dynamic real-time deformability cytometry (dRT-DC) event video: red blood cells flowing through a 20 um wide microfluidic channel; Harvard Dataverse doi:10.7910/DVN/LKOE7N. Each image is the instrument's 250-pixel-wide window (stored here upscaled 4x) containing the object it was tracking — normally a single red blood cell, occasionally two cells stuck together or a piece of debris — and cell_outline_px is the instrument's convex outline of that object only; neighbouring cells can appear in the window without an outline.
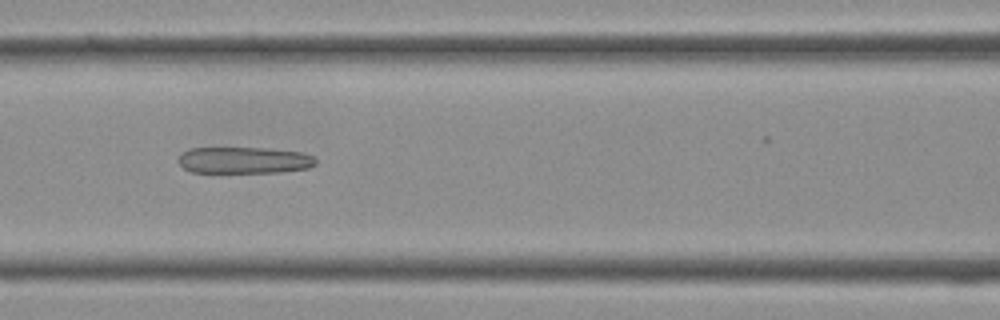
{"species": "Egyptian fruit bat (a non-hibernating species)", "species_latin": "Rousettus aegyptiacus", "temperature_condition": "cold", "stored_images_in_passage": 30, "camera_frame_rate_fps": 3000, "um_per_image_px": 0.085, "frame": {"image": 1, "passage_image": 16, "time_ms": 5.0, "image_size_px": [1000, 320], "cell_outline_px": [[316, 164], [308, 168], [280, 172], [192, 172], [184, 168], [176, 160], [180, 152], [188, 148], [272, 148], [304, 152], [312, 156], [316, 160]], "centroid_in_image_um": [20.73, 13.6], "position_along_channel_um": 145.9, "area_um2": 21.5}}
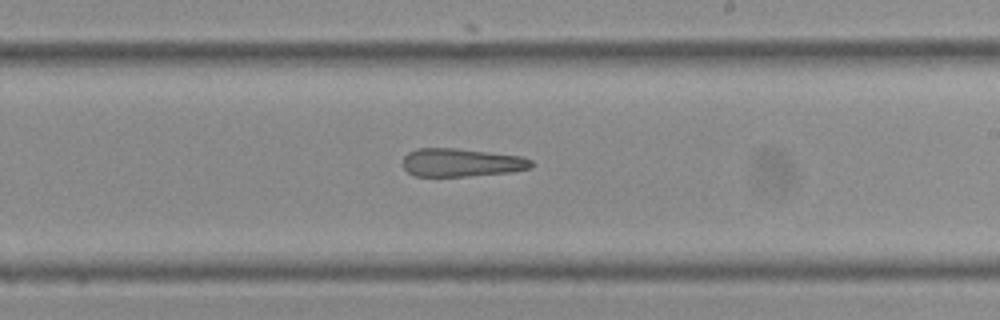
{"frame": {"image": 2, "passage_image": 22, "time_ms": 7.0, "image_size_px": [1000, 320], "cell_outline_px": [[532, 168], [512, 172], [464, 176], [416, 176], [408, 172], [404, 168], [404, 156], [408, 152], [416, 148], [456, 148], [520, 156], [532, 160]], "centroid_in_image_um": [39.22, 13.81], "position_along_channel_um": 249.8, "area_um2": 21.04}}
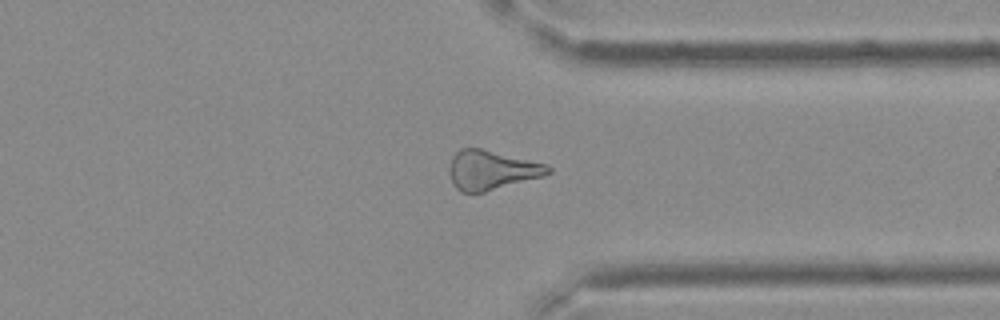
{"frame": {"image": 3, "passage_image": 29, "time_ms": 9.333, "image_size_px": [1000, 320], "cell_outline_px": [[552, 172], [544, 176], [484, 192], [460, 192], [456, 188], [448, 172], [448, 168], [452, 156], [460, 148], [480, 148], [548, 164], [552, 168]], "centroid_in_image_um": [41.78, 14.45], "position_along_channel_um": 369.6, "area_um2": 22.72}}